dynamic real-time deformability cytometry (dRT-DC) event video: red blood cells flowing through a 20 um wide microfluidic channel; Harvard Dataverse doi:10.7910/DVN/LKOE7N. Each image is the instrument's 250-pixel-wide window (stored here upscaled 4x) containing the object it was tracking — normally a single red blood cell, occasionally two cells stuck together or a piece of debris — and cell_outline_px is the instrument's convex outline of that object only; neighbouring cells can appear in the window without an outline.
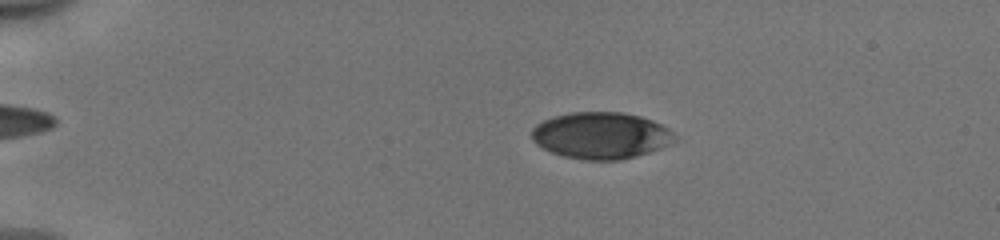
{"species": "human", "species_latin": "Homo sapiens", "temperature_condition": "cold", "stored_images_in_passage": 52, "camera_frame_rate_fps": 3000, "um_per_image_px": 0.085, "donor": {"sex": "male"}, "frame": {"image": 1, "passage_image": 11, "time_ms": 3.333, "image_size_px": [1000, 240], "cell_outline_px": [[676, 140], [660, 148], [636, 156], [620, 160], [584, 160], [564, 156], [552, 152], [536, 144], [532, 140], [532, 128], [536, 124], [544, 120], [556, 116], [572, 112], [624, 112], [640, 116], [652, 120], [668, 128], [676, 136]], "centroid_in_image_um": [51.08, 11.51], "position_along_channel_um": 33.9, "area_um2": 38.73}}
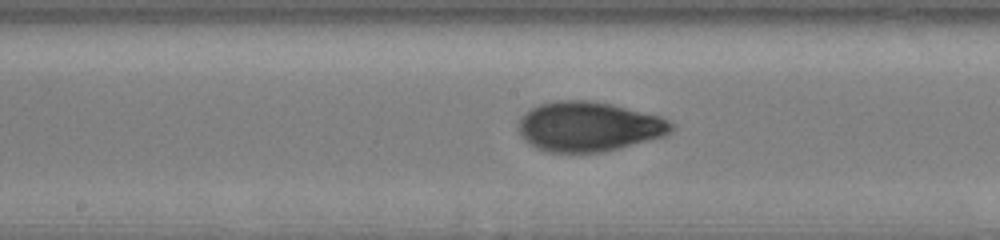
{"frame": {"image": 2, "passage_image": 29, "time_ms": 9.333, "image_size_px": [1000, 240], "cell_outline_px": [[672, 128], [664, 136], [620, 148], [604, 152], [548, 152], [536, 148], [524, 140], [520, 136], [520, 116], [532, 108], [540, 104], [556, 100], [588, 100], [612, 104], [660, 116], [668, 120], [672, 124]], "centroid_in_image_um": [50.02, 10.76], "position_along_channel_um": 198.2, "area_um2": 44.16}}
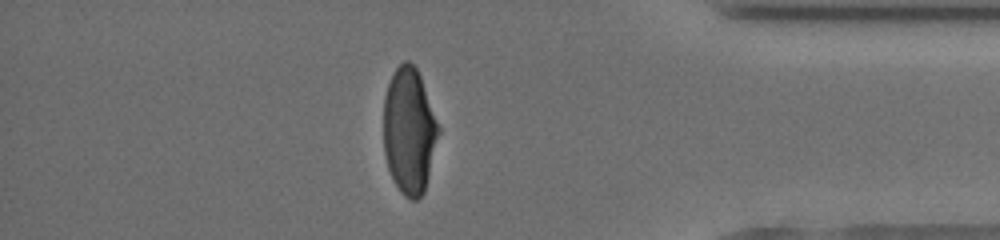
{"frame": {"image": 3, "passage_image": 46, "time_ms": 15.0, "image_size_px": [1000, 240], "cell_outline_px": [[440, 132], [424, 192], [416, 200], [412, 200], [404, 196], [400, 192], [388, 168], [384, 152], [384, 96], [388, 84], [396, 68], [404, 60], [408, 60], [416, 68], [420, 76], [440, 128]], "centroid_in_image_um": [34.78, 11.13], "position_along_channel_um": 400.4, "area_um2": 40.17}, "authors_computed_cell_mechanics": {"area_um2": 41.905, "velocity_mm_per_s": 3.9752, "shape_relaxation_time_tau1_ms": 4.724, "shape_relaxation_time_tau2_ms": 0.9459, "deformation_change_tau1": 0.187, "deformation_change_tau2": 0.0512}}